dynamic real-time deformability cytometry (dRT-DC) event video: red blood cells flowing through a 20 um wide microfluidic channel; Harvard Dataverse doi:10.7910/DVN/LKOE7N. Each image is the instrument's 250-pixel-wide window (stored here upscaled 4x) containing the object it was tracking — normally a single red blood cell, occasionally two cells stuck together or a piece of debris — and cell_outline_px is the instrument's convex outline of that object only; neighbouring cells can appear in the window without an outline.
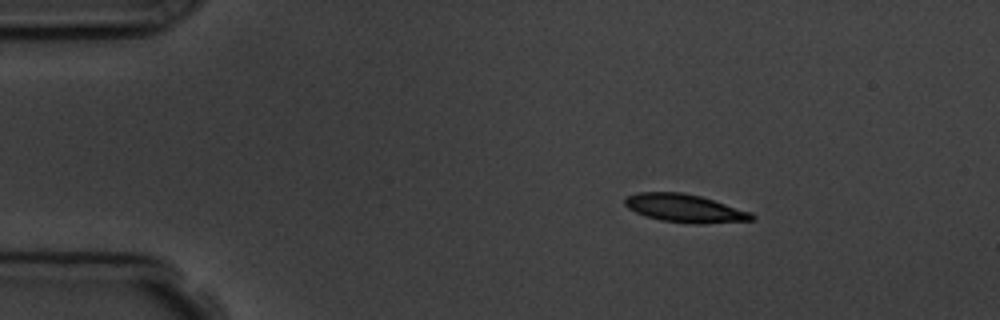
{"species": "common noctule bat (a hibernating species)", "species_latin": "Nyctalus noctula", "temperature_condition": "room temperature", "stored_images_in_passage": 4, "camera_frame_rate_fps": 3000, "um_per_image_px": 0.085, "animal": {"sex": "male", "body_mass_g": 19.5, "forearm_length_mm": 54.6}, "frame": {"image": 1, "passage_image": 2, "time_ms": 1.0, "image_size_px": [1000, 320], "cell_outline_px": [[756, 216], [752, 220], [704, 224], [692, 224], [660, 220], [644, 216], [628, 208], [624, 204], [624, 200], [628, 196], [640, 192], [680, 192], [700, 196], [752, 212]], "centroid_in_image_um": [58.21, 17.71], "position_along_channel_um": 26.8, "area_um2": 20.81}}